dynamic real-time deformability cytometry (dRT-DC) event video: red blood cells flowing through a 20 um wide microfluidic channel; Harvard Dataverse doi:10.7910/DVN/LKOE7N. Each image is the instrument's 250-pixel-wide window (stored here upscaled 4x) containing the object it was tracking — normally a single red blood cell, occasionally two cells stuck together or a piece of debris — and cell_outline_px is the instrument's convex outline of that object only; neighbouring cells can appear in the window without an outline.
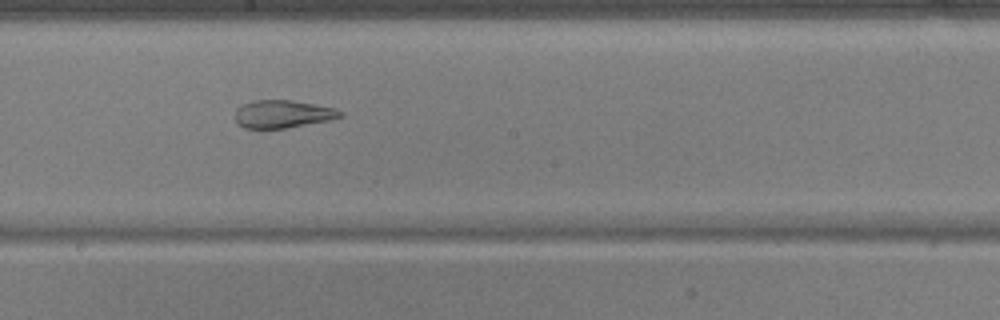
{"species": "common noctule bat (a hibernating species)", "species_latin": "Nyctalus noctula", "temperature_condition": "warm", "stored_images_in_passage": 55, "camera_frame_rate_fps": 3000, "um_per_image_px": 0.085, "animal": {"sex": "male", "body_mass_g": 17.9, "forearm_length_mm": 54.2}, "frame": {"image": 1, "passage_image": 31, "time_ms": 10.0, "image_size_px": [1000, 320], "cell_outline_px": [[344, 116], [328, 120], [284, 128], [244, 128], [236, 124], [236, 108], [252, 100], [292, 100], [336, 108], [344, 112]], "centroid_in_image_um": [24.03, 9.68], "position_along_channel_um": 224.2, "area_um2": 16.99}}
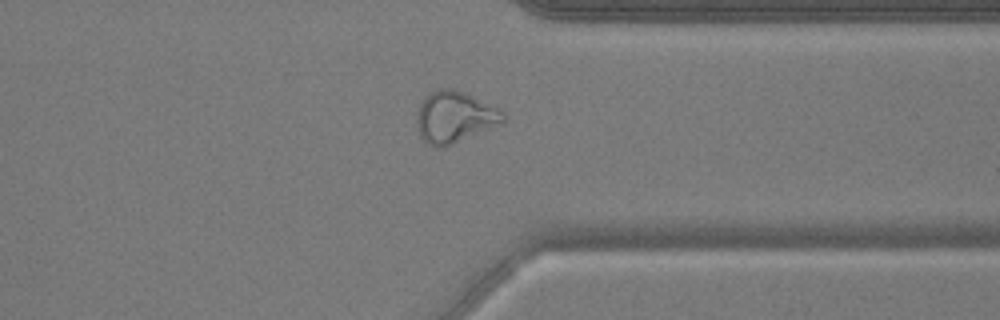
{"frame": {"image": 2, "passage_image": 43, "time_ms": 14.0, "image_size_px": [1000, 320], "cell_outline_px": [[504, 120], [444, 148], [436, 148], [428, 144], [420, 136], [416, 120], [416, 116], [420, 104], [428, 92], [436, 88], [452, 88], [496, 104], [504, 112]], "centroid_in_image_um": [38.61, 9.91], "position_along_channel_um": 372.8, "area_um2": 25.89}}
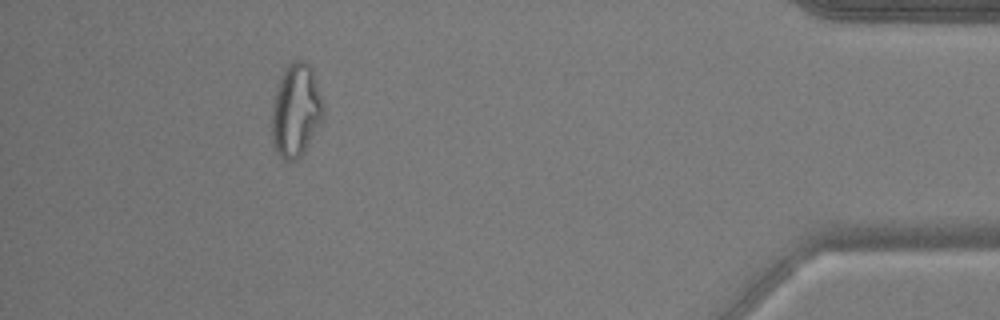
{"frame": {"image": 3, "passage_image": 50, "time_ms": 16.333, "image_size_px": [1000, 320], "cell_outline_px": [[324, 112], [304, 152], [296, 160], [284, 160], [280, 156], [272, 144], [272, 108], [276, 88], [284, 68], [292, 60], [304, 60], [312, 68], [324, 104]], "centroid_in_image_um": [25.14, 9.35], "position_along_channel_um": 410.1, "area_um2": 27.8}, "authors_computed_cell_mechanics": {"area_um2": 25.432, "velocity_mm_per_s": 3.7608, "shape_relaxation_time_tau1_ms": null, "shape_relaxation_time_tau2_ms": 2.1016, "deformation_change_tau1": null, "deformation_change_tau2": 0.0999}}